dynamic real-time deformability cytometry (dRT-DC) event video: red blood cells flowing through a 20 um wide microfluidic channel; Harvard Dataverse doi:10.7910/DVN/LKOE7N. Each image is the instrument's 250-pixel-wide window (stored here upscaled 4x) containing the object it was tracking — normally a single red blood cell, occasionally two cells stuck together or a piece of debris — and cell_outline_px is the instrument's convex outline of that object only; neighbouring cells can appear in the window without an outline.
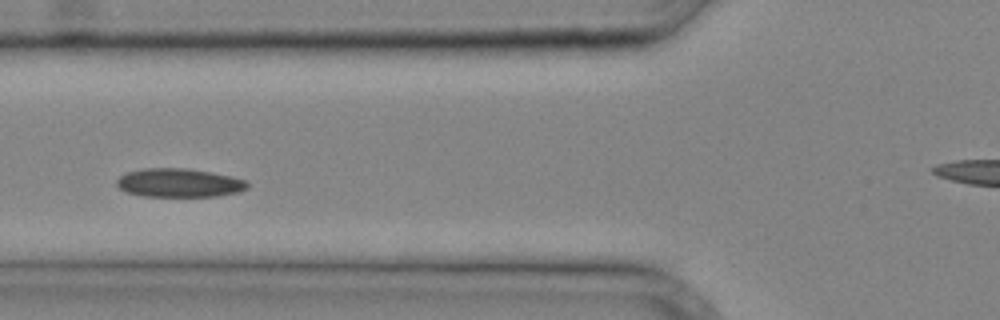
{"species": "common noctule bat (a hibernating species)", "species_latin": "Nyctalus noctula", "temperature_condition": "cold", "stored_images_in_passage": 29, "camera_frame_rate_fps": 3000, "um_per_image_px": 0.085, "animal": {"sex": "male", "body_mass_g": 20.4}, "frame": {"image": 1, "passage_image": 9, "time_ms": 2.667, "image_size_px": [1000, 320], "cell_outline_px": [[248, 188], [236, 192], [216, 196], [144, 196], [124, 192], [116, 184], [116, 180], [120, 176], [128, 172], [144, 168], [188, 168], [212, 172], [248, 180]], "centroid_in_image_um": [15.22, 15.53], "position_along_channel_um": 110.6, "area_um2": 21.85}}
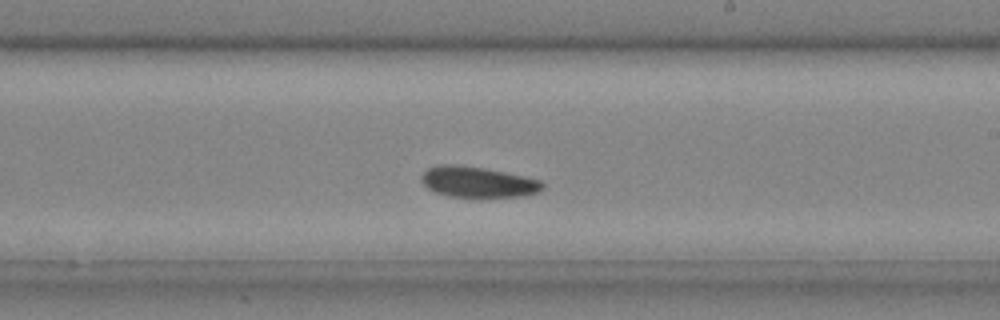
{"frame": {"image": 2, "passage_image": 17, "time_ms": 5.333, "image_size_px": [1000, 320], "cell_outline_px": [[544, 188], [536, 192], [520, 196], [448, 196], [436, 192], [428, 188], [420, 180], [420, 176], [428, 168], [436, 164], [460, 164], [484, 168], [504, 172], [540, 180], [544, 184]], "centroid_in_image_um": [40.55, 15.44], "position_along_channel_um": 248.4, "area_um2": 21.44}}